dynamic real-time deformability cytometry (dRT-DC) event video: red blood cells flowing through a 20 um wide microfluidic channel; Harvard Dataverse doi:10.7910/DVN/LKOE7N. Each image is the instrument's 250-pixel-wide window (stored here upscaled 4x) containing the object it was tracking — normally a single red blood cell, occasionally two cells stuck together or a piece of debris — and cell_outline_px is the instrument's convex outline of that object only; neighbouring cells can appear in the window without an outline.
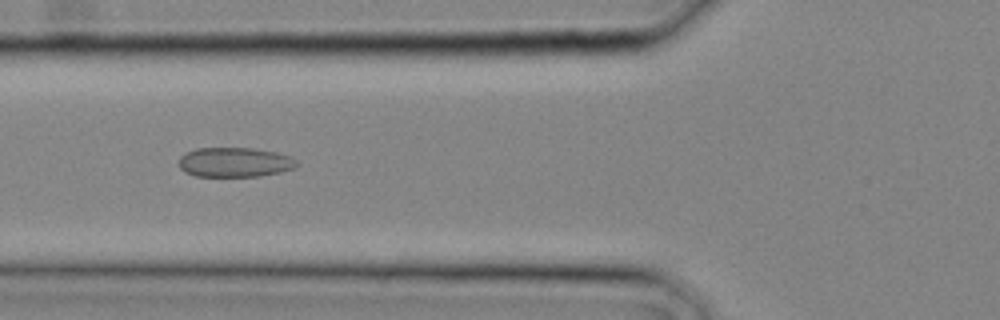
{"species": "common noctule bat (a hibernating species)", "species_latin": "Nyctalus noctula", "temperature_condition": "cold", "stored_images_in_passage": 8, "camera_frame_rate_fps": 3000, "um_per_image_px": 0.085, "animal": {"sex": "male", "body_mass_g": 20.4}, "frame": {"image": 1, "passage_image": 3, "time_ms": 0.667, "image_size_px": [1000, 320], "cell_outline_px": [[300, 164], [296, 168], [280, 172], [260, 176], [196, 176], [184, 172], [180, 168], [180, 156], [184, 152], [196, 148], [252, 148], [276, 152], [292, 156]], "centroid_in_image_um": [19.98, 13.78], "position_along_channel_um": 105.8, "area_um2": 20.58}}
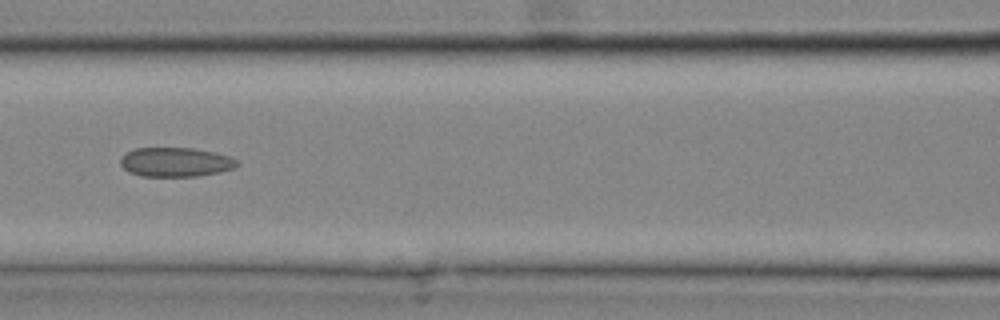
{"frame": {"image": 2, "passage_image": 5, "time_ms": 1.333, "image_size_px": [1000, 320], "cell_outline_px": [[240, 164], [232, 168], [220, 172], [196, 176], [140, 176], [128, 172], [120, 164], [120, 156], [136, 148], [192, 148], [212, 152], [228, 156], [236, 160]], "centroid_in_image_um": [14.88, 13.78], "position_along_channel_um": 151.7, "area_um2": 19.77}}
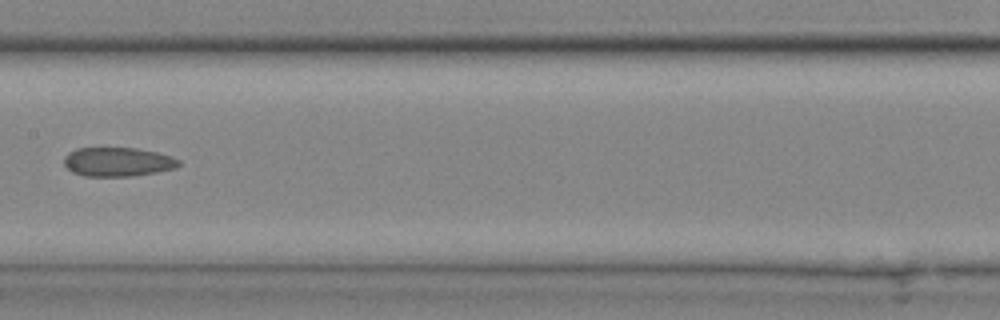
{"frame": {"image": 3, "passage_image": 7, "time_ms": 2.0, "image_size_px": [1000, 320], "cell_outline_px": [[180, 164], [176, 168], [156, 172], [132, 176], [84, 176], [72, 172], [64, 164], [64, 156], [68, 152], [76, 148], [136, 148], [156, 152], [172, 156], [180, 160]], "centroid_in_image_um": [10.0, 13.76], "position_along_channel_um": 197.4, "area_um2": 19.48}}